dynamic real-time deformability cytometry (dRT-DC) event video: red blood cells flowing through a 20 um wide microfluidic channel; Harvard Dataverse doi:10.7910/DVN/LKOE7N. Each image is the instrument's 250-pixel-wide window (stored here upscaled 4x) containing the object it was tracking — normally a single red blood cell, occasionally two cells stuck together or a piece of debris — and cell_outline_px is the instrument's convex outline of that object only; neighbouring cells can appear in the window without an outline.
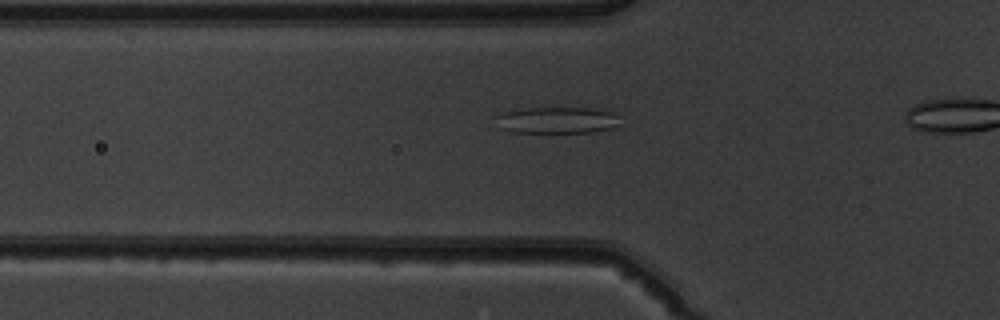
{"species": "common noctule bat (a hibernating species)", "species_latin": "Nyctalus noctula", "temperature_condition": "warm", "stored_images_in_passage": 35, "camera_frame_rate_fps": 3000, "um_per_image_px": 0.085, "animal": {"sex": "male", "body_mass_g": 19.5, "forearm_length_mm": 54.6}, "frame": {"image": 1, "passage_image": 11, "time_ms": 3.333, "image_size_px": [1000, 320], "cell_outline_px": [[620, 124], [612, 128], [592, 132], [512, 132], [500, 128], [500, 112], [524, 108], [592, 108], [616, 112]], "centroid_in_image_um": [47.43, 10.21], "position_along_channel_um": 78.4, "area_um2": 19.02}}
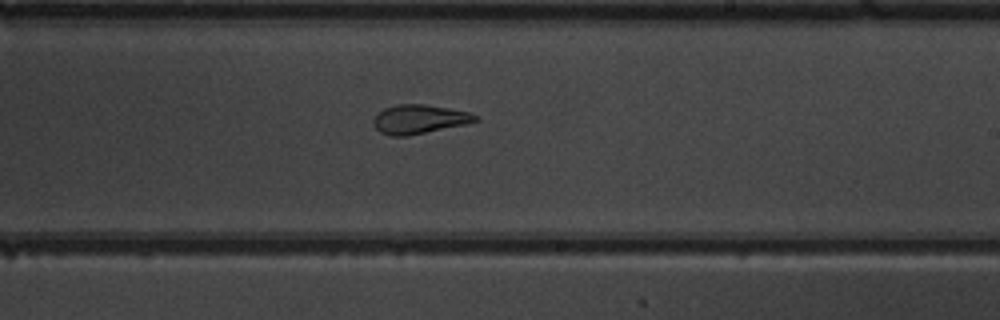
{"frame": {"image": 2, "passage_image": 24, "time_ms": 7.667, "image_size_px": [1000, 320], "cell_outline_px": [[480, 120], [468, 124], [404, 136], [392, 136], [380, 132], [372, 124], [372, 120], [376, 112], [384, 108], [396, 104], [424, 104], [448, 108], [468, 112], [480, 116]], "centroid_in_image_um": [35.62, 10.12], "position_along_channel_um": 253.4, "area_um2": 17.4}}
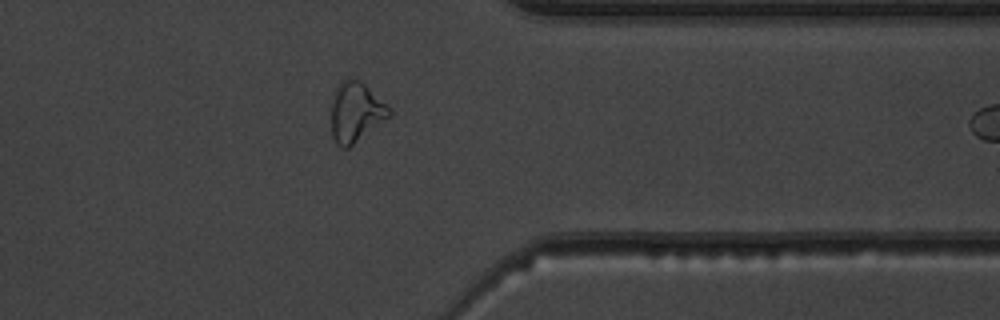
{"frame": {"image": 3, "passage_image": 34, "time_ms": 11.0, "image_size_px": [1000, 320], "cell_outline_px": [[392, 116], [348, 148], [340, 148], [336, 144], [332, 136], [332, 104], [336, 88], [344, 80], [360, 80], [392, 108]], "centroid_in_image_um": [30.29, 9.57], "position_along_channel_um": 381.1, "area_um2": 20.17}}